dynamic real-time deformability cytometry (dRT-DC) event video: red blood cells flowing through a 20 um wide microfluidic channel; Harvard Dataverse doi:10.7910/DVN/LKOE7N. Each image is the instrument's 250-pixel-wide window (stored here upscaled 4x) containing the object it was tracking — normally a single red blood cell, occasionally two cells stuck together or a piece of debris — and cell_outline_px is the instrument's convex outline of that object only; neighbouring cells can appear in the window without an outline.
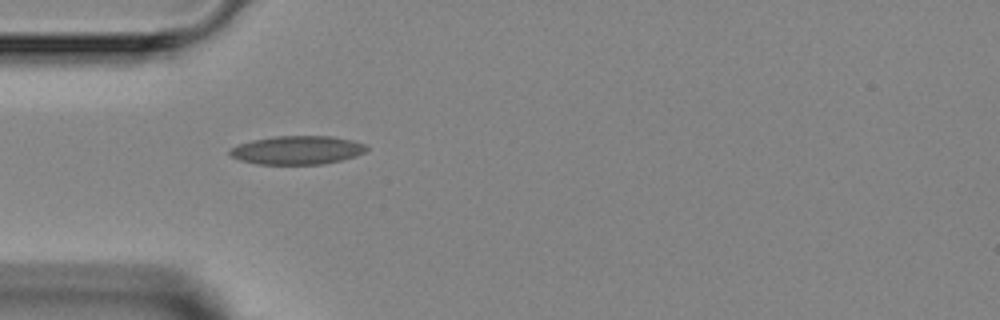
{"species": "Egyptian fruit bat (a non-hibernating species)", "species_latin": "Rousettus aegyptiacus", "temperature_condition": "room temperature", "stored_images_in_passage": 1, "camera_frame_rate_fps": 3000, "um_per_image_px": 0.085, "animal": {"sex": "female"}, "frame": {"image": 1, "passage_image": 1, "time_ms": 0.0, "image_size_px": [1000, 320], "cell_outline_px": [[368, 148], [364, 152], [356, 156], [324, 164], [260, 164], [240, 160], [232, 156], [228, 152], [232, 148], [240, 144], [252, 140], [276, 136], [332, 136], [352, 140], [364, 144]], "centroid_in_image_um": [25.28, 12.76], "position_along_channel_um": 59.7, "area_um2": 22.54}}